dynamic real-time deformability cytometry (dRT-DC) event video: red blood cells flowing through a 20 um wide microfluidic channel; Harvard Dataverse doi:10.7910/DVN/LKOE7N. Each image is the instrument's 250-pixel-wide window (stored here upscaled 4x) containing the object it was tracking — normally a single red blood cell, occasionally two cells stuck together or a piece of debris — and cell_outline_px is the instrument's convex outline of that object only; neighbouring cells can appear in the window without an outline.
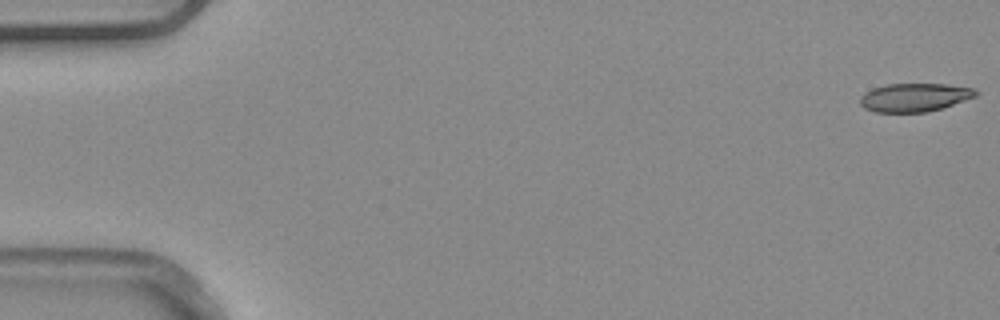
{"species": "common noctule bat (a hibernating species)", "species_latin": "Nyctalus noctula", "temperature_condition": "warm", "stored_images_in_passage": 6, "camera_frame_rate_fps": 3000, "um_per_image_px": 0.085, "animal": {"sex": "male", "body_mass_g": 20.4}, "frame": {"image": 1, "passage_image": 1, "time_ms": 0.0, "image_size_px": [1000, 320], "cell_outline_px": [[980, 92], [976, 96], [928, 112], [876, 112], [864, 108], [860, 104], [860, 96], [864, 92], [872, 88], [888, 84], [944, 84], [972, 88]], "centroid_in_image_um": [77.69, 8.27], "position_along_channel_um": 7.3, "area_um2": 19.02}}
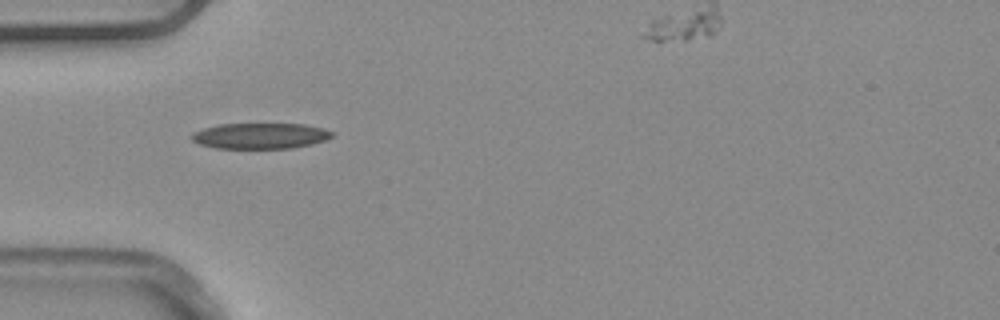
{"frame": {"image": 2, "passage_image": 5, "time_ms": 1.333, "image_size_px": [1000, 320], "cell_outline_px": [[332, 136], [324, 140], [312, 144], [292, 148], [216, 148], [200, 144], [192, 140], [192, 132], [204, 128], [220, 124], [304, 124], [324, 128], [332, 132]], "centroid_in_image_um": [22.12, 11.54], "position_along_channel_um": 62.9, "area_um2": 20.92}}